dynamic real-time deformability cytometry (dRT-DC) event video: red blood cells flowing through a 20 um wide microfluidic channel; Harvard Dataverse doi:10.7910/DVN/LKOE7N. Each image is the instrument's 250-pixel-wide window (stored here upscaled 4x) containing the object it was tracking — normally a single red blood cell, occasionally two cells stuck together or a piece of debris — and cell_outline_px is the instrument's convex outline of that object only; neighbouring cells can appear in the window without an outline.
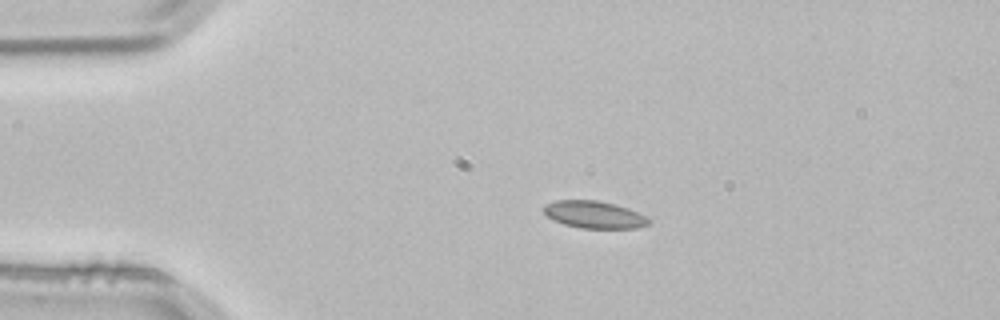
{"species": "common noctule bat (a hibernating species)", "species_latin": "Nyctalus noctula", "temperature_condition": "room temperature", "stored_images_in_passage": 3, "camera_frame_rate_fps": 3000, "um_per_image_px": 0.085, "animal": {"sex": "male", "body_mass_g": 21.5, "forearm_length_mm": 52.0}, "frame": {"image": 1, "passage_image": 1, "time_ms": 0.0, "image_size_px": [1000, 320], "cell_outline_px": [[652, 220], [648, 224], [636, 228], [580, 228], [564, 224], [552, 220], [544, 212], [544, 204], [556, 200], [596, 200], [628, 208]], "centroid_in_image_um": [50.47, 18.24], "position_along_channel_um": 34.5, "area_um2": 16.53}}
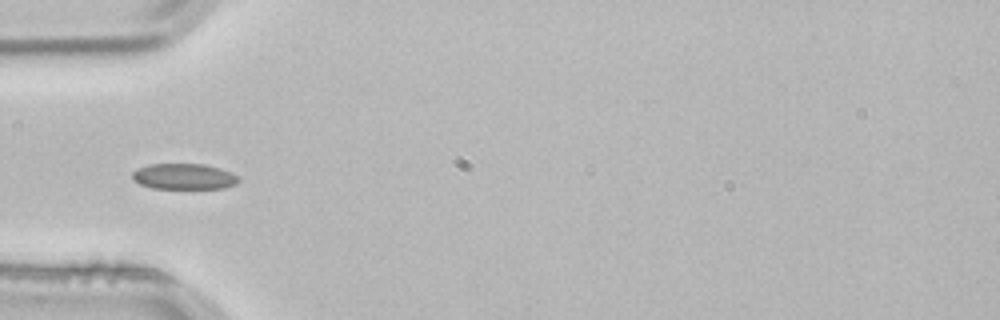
{"frame": {"image": 2, "passage_image": 2, "time_ms": 0.333, "image_size_px": [1000, 320], "cell_outline_px": [[240, 180], [236, 184], [224, 188], [152, 188], [140, 184], [132, 180], [132, 172], [136, 168], [148, 164], [204, 164], [220, 168], [232, 172]], "centroid_in_image_um": [15.61, 14.99], "position_along_channel_um": 69.4, "area_um2": 16.07}}